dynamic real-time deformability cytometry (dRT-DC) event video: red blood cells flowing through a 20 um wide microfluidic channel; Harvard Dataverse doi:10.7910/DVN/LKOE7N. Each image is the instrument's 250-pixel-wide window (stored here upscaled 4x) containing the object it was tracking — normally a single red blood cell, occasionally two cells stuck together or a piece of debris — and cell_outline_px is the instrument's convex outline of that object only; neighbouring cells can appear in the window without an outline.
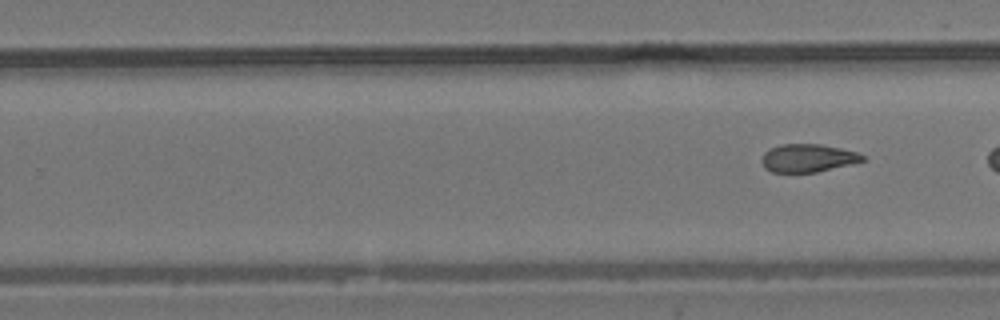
{"species": "common noctule bat (a hibernating species)", "species_latin": "Nyctalus noctula", "temperature_condition": "room temperature", "stored_images_in_passage": 11, "segment_of_instrument_passage": [2, 2], "camera_frame_rate_fps": 3000, "um_per_image_px": 0.085, "animal": {"sex": "male", "body_mass_g": 19.2, "forearm_length_mm": 51.8}, "frame": {"image": 1, "passage_image": 11, "time_ms": 12.333, "image_size_px": [1000, 320], "cell_outline_px": [[864, 160], [852, 164], [816, 172], [772, 172], [764, 168], [760, 160], [764, 152], [768, 148], [780, 144], [820, 144], [840, 148], [856, 152], [864, 156]], "centroid_in_image_um": [68.61, 13.43], "position_along_channel_um": 261.2, "area_um2": 16.53}}